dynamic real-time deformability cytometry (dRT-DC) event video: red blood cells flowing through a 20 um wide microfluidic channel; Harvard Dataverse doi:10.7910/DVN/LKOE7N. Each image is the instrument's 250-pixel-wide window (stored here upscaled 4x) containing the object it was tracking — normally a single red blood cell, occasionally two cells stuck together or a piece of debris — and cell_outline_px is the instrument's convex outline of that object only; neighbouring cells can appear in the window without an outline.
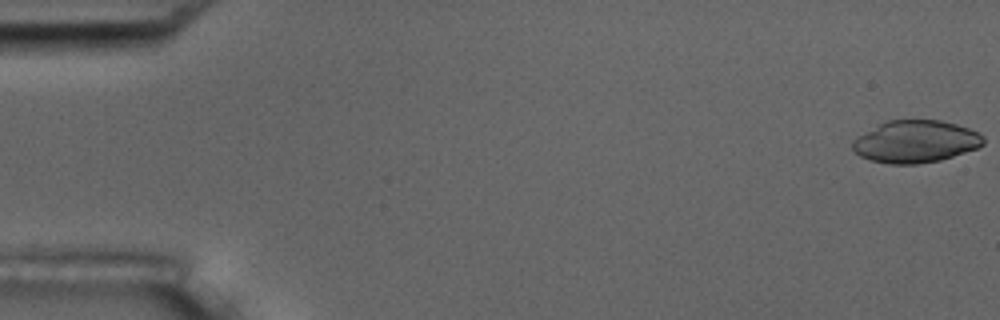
{"species": "common noctule bat (a hibernating species)", "species_latin": "Nyctalus noctula", "temperature_condition": "room temperature", "stored_images_in_passage": 4, "segment_of_instrument_passage": [2, 2], "camera_frame_rate_fps": 3000, "um_per_image_px": 0.085, "animal": {"sex": "male", "body_mass_g": 17.5, "forearm_length_mm": 52.3}, "frame": {"image": 1, "passage_image": 4, "time_ms": 4.333, "image_size_px": [1000, 320], "cell_outline_px": [[984, 144], [976, 148], [940, 160], [916, 164], [888, 164], [872, 160], [860, 156], [852, 148], [852, 140], [856, 136], [888, 120], [940, 120], [956, 124], [968, 128], [984, 136]], "centroid_in_image_um": [77.8, 12.03], "position_along_channel_um": 7.2, "area_um2": 32.02}}